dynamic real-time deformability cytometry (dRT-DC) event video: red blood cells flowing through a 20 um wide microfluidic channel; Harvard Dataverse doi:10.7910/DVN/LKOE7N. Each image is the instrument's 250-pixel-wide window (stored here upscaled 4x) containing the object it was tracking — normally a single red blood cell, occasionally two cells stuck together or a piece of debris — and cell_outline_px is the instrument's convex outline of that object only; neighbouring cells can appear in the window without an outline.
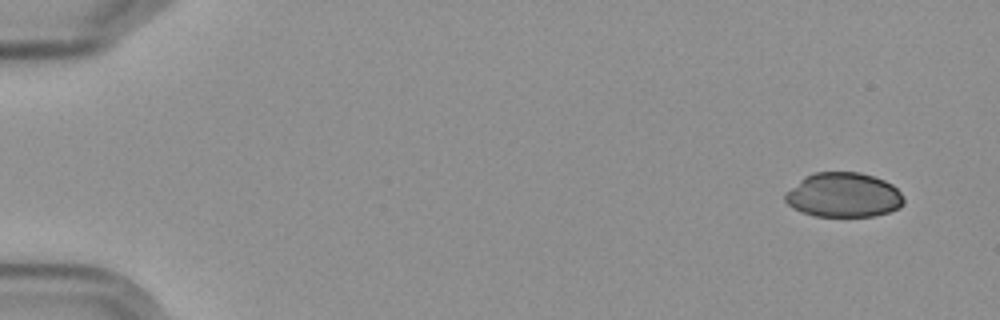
{"species": "Egyptian fruit bat (a non-hibernating species)", "species_latin": "Rousettus aegyptiacus", "temperature_condition": "cold", "stored_images_in_passage": 5, "camera_frame_rate_fps": 3000, "um_per_image_px": 0.085, "frame": {"image": 1, "passage_image": 1, "time_ms": 0.0, "image_size_px": [1000, 320], "cell_outline_px": [[904, 204], [900, 208], [888, 212], [872, 216], [816, 216], [800, 212], [792, 208], [784, 200], [784, 192], [804, 176], [816, 172], [860, 172], [884, 180], [892, 184], [900, 192], [904, 200]], "centroid_in_image_um": [71.67, 16.57], "position_along_channel_um": 13.3, "area_um2": 31.04}}
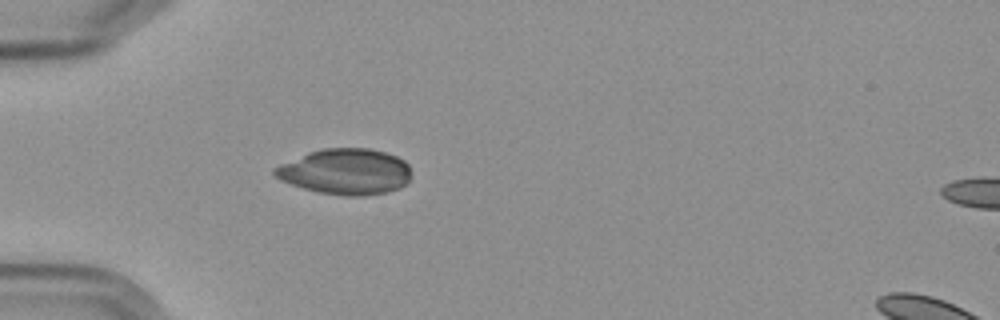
{"frame": {"image": 2, "passage_image": 5, "time_ms": 4.667, "image_size_px": [1000, 320], "cell_outline_px": [[412, 176], [408, 184], [400, 188], [388, 192], [360, 196], [348, 196], [320, 192], [304, 188], [280, 180], [272, 172], [272, 168], [280, 164], [308, 152], [324, 148], [368, 148], [384, 152], [396, 156], [404, 160], [408, 164], [412, 172]], "centroid_in_image_um": [29.41, 14.59], "position_along_channel_um": 55.6, "area_um2": 36.65}}